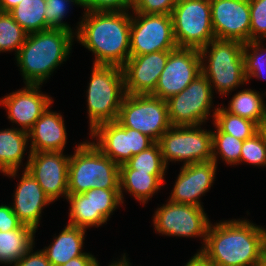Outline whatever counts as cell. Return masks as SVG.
<instances>
[{
    "label": "cell",
    "mask_w": 266,
    "mask_h": 266,
    "mask_svg": "<svg viewBox=\"0 0 266 266\" xmlns=\"http://www.w3.org/2000/svg\"><path fill=\"white\" fill-rule=\"evenodd\" d=\"M243 162L254 167L266 166V137L262 129L243 141L240 163Z\"/></svg>",
    "instance_id": "cell-35"
},
{
    "label": "cell",
    "mask_w": 266,
    "mask_h": 266,
    "mask_svg": "<svg viewBox=\"0 0 266 266\" xmlns=\"http://www.w3.org/2000/svg\"><path fill=\"white\" fill-rule=\"evenodd\" d=\"M213 93L209 80L199 74L182 92L166 101L171 126L203 125L213 108Z\"/></svg>",
    "instance_id": "cell-10"
},
{
    "label": "cell",
    "mask_w": 266,
    "mask_h": 266,
    "mask_svg": "<svg viewBox=\"0 0 266 266\" xmlns=\"http://www.w3.org/2000/svg\"><path fill=\"white\" fill-rule=\"evenodd\" d=\"M67 202L70 204L68 225L88 229L92 227V205L90 198L83 193L68 194Z\"/></svg>",
    "instance_id": "cell-34"
},
{
    "label": "cell",
    "mask_w": 266,
    "mask_h": 266,
    "mask_svg": "<svg viewBox=\"0 0 266 266\" xmlns=\"http://www.w3.org/2000/svg\"><path fill=\"white\" fill-rule=\"evenodd\" d=\"M45 0H21L9 13L29 34L51 29L45 22Z\"/></svg>",
    "instance_id": "cell-29"
},
{
    "label": "cell",
    "mask_w": 266,
    "mask_h": 266,
    "mask_svg": "<svg viewBox=\"0 0 266 266\" xmlns=\"http://www.w3.org/2000/svg\"><path fill=\"white\" fill-rule=\"evenodd\" d=\"M264 131L265 137H266V124L261 128Z\"/></svg>",
    "instance_id": "cell-46"
},
{
    "label": "cell",
    "mask_w": 266,
    "mask_h": 266,
    "mask_svg": "<svg viewBox=\"0 0 266 266\" xmlns=\"http://www.w3.org/2000/svg\"><path fill=\"white\" fill-rule=\"evenodd\" d=\"M211 221L203 207L190 204H178L168 200L158 207L153 215V226L157 233L175 237H200L204 247Z\"/></svg>",
    "instance_id": "cell-11"
},
{
    "label": "cell",
    "mask_w": 266,
    "mask_h": 266,
    "mask_svg": "<svg viewBox=\"0 0 266 266\" xmlns=\"http://www.w3.org/2000/svg\"><path fill=\"white\" fill-rule=\"evenodd\" d=\"M250 41L266 39V0H249Z\"/></svg>",
    "instance_id": "cell-37"
},
{
    "label": "cell",
    "mask_w": 266,
    "mask_h": 266,
    "mask_svg": "<svg viewBox=\"0 0 266 266\" xmlns=\"http://www.w3.org/2000/svg\"><path fill=\"white\" fill-rule=\"evenodd\" d=\"M23 224L14 214L10 204L0 205V231L8 232L14 229H19Z\"/></svg>",
    "instance_id": "cell-40"
},
{
    "label": "cell",
    "mask_w": 266,
    "mask_h": 266,
    "mask_svg": "<svg viewBox=\"0 0 266 266\" xmlns=\"http://www.w3.org/2000/svg\"><path fill=\"white\" fill-rule=\"evenodd\" d=\"M216 171L217 165L212 160L182 165L168 200L204 207L199 198L213 186Z\"/></svg>",
    "instance_id": "cell-19"
},
{
    "label": "cell",
    "mask_w": 266,
    "mask_h": 266,
    "mask_svg": "<svg viewBox=\"0 0 266 266\" xmlns=\"http://www.w3.org/2000/svg\"><path fill=\"white\" fill-rule=\"evenodd\" d=\"M42 85L25 84L23 89L2 97L0 104L7 110V118L21 126L19 129L29 132L42 113L52 105L53 99L41 92Z\"/></svg>",
    "instance_id": "cell-18"
},
{
    "label": "cell",
    "mask_w": 266,
    "mask_h": 266,
    "mask_svg": "<svg viewBox=\"0 0 266 266\" xmlns=\"http://www.w3.org/2000/svg\"><path fill=\"white\" fill-rule=\"evenodd\" d=\"M201 73L200 51L195 48L177 47L170 51L151 95L167 101L182 92Z\"/></svg>",
    "instance_id": "cell-14"
},
{
    "label": "cell",
    "mask_w": 266,
    "mask_h": 266,
    "mask_svg": "<svg viewBox=\"0 0 266 266\" xmlns=\"http://www.w3.org/2000/svg\"><path fill=\"white\" fill-rule=\"evenodd\" d=\"M116 121L124 127L140 131L155 142L171 127L166 100L152 95L126 94Z\"/></svg>",
    "instance_id": "cell-8"
},
{
    "label": "cell",
    "mask_w": 266,
    "mask_h": 266,
    "mask_svg": "<svg viewBox=\"0 0 266 266\" xmlns=\"http://www.w3.org/2000/svg\"><path fill=\"white\" fill-rule=\"evenodd\" d=\"M177 0H135L132 12L171 15Z\"/></svg>",
    "instance_id": "cell-38"
},
{
    "label": "cell",
    "mask_w": 266,
    "mask_h": 266,
    "mask_svg": "<svg viewBox=\"0 0 266 266\" xmlns=\"http://www.w3.org/2000/svg\"><path fill=\"white\" fill-rule=\"evenodd\" d=\"M36 231L27 225L8 232L0 231V264L13 265L34 246Z\"/></svg>",
    "instance_id": "cell-25"
},
{
    "label": "cell",
    "mask_w": 266,
    "mask_h": 266,
    "mask_svg": "<svg viewBox=\"0 0 266 266\" xmlns=\"http://www.w3.org/2000/svg\"><path fill=\"white\" fill-rule=\"evenodd\" d=\"M20 2H21V0H0V11L1 12H10Z\"/></svg>",
    "instance_id": "cell-43"
},
{
    "label": "cell",
    "mask_w": 266,
    "mask_h": 266,
    "mask_svg": "<svg viewBox=\"0 0 266 266\" xmlns=\"http://www.w3.org/2000/svg\"><path fill=\"white\" fill-rule=\"evenodd\" d=\"M34 247L35 246H32L26 254L12 266H51L46 254L41 249L33 252Z\"/></svg>",
    "instance_id": "cell-41"
},
{
    "label": "cell",
    "mask_w": 266,
    "mask_h": 266,
    "mask_svg": "<svg viewBox=\"0 0 266 266\" xmlns=\"http://www.w3.org/2000/svg\"><path fill=\"white\" fill-rule=\"evenodd\" d=\"M261 43L263 44L262 41H249L243 44L244 67L247 83L252 77L266 80V48H264V45ZM263 94L266 96V92Z\"/></svg>",
    "instance_id": "cell-33"
},
{
    "label": "cell",
    "mask_w": 266,
    "mask_h": 266,
    "mask_svg": "<svg viewBox=\"0 0 266 266\" xmlns=\"http://www.w3.org/2000/svg\"><path fill=\"white\" fill-rule=\"evenodd\" d=\"M243 141L221 132L212 130V161L217 165L219 155L226 164L239 165Z\"/></svg>",
    "instance_id": "cell-31"
},
{
    "label": "cell",
    "mask_w": 266,
    "mask_h": 266,
    "mask_svg": "<svg viewBox=\"0 0 266 266\" xmlns=\"http://www.w3.org/2000/svg\"><path fill=\"white\" fill-rule=\"evenodd\" d=\"M130 56L177 48L171 15L131 12Z\"/></svg>",
    "instance_id": "cell-12"
},
{
    "label": "cell",
    "mask_w": 266,
    "mask_h": 266,
    "mask_svg": "<svg viewBox=\"0 0 266 266\" xmlns=\"http://www.w3.org/2000/svg\"><path fill=\"white\" fill-rule=\"evenodd\" d=\"M86 229L66 225L61 233L53 238L48 247L41 249L47 256L51 266H61L72 258L82 256L83 243L85 240Z\"/></svg>",
    "instance_id": "cell-22"
},
{
    "label": "cell",
    "mask_w": 266,
    "mask_h": 266,
    "mask_svg": "<svg viewBox=\"0 0 266 266\" xmlns=\"http://www.w3.org/2000/svg\"><path fill=\"white\" fill-rule=\"evenodd\" d=\"M78 22L77 41L95 56V65L122 67L130 57L131 13L85 11Z\"/></svg>",
    "instance_id": "cell-2"
},
{
    "label": "cell",
    "mask_w": 266,
    "mask_h": 266,
    "mask_svg": "<svg viewBox=\"0 0 266 266\" xmlns=\"http://www.w3.org/2000/svg\"><path fill=\"white\" fill-rule=\"evenodd\" d=\"M87 89L90 133L100 124L116 121L125 93L122 68L93 64Z\"/></svg>",
    "instance_id": "cell-6"
},
{
    "label": "cell",
    "mask_w": 266,
    "mask_h": 266,
    "mask_svg": "<svg viewBox=\"0 0 266 266\" xmlns=\"http://www.w3.org/2000/svg\"><path fill=\"white\" fill-rule=\"evenodd\" d=\"M85 11H127L133 6L132 0H81Z\"/></svg>",
    "instance_id": "cell-39"
},
{
    "label": "cell",
    "mask_w": 266,
    "mask_h": 266,
    "mask_svg": "<svg viewBox=\"0 0 266 266\" xmlns=\"http://www.w3.org/2000/svg\"><path fill=\"white\" fill-rule=\"evenodd\" d=\"M262 93L244 89L234 94L228 103V108H224L231 114L249 119L255 122L260 128L266 124V104Z\"/></svg>",
    "instance_id": "cell-26"
},
{
    "label": "cell",
    "mask_w": 266,
    "mask_h": 266,
    "mask_svg": "<svg viewBox=\"0 0 266 266\" xmlns=\"http://www.w3.org/2000/svg\"><path fill=\"white\" fill-rule=\"evenodd\" d=\"M120 169H135L138 172H148L152 175H166L165 172H167L158 142L133 155L125 164L120 165Z\"/></svg>",
    "instance_id": "cell-30"
},
{
    "label": "cell",
    "mask_w": 266,
    "mask_h": 266,
    "mask_svg": "<svg viewBox=\"0 0 266 266\" xmlns=\"http://www.w3.org/2000/svg\"><path fill=\"white\" fill-rule=\"evenodd\" d=\"M170 51H156L140 56H130L121 67L125 93L151 95L158 83Z\"/></svg>",
    "instance_id": "cell-17"
},
{
    "label": "cell",
    "mask_w": 266,
    "mask_h": 266,
    "mask_svg": "<svg viewBox=\"0 0 266 266\" xmlns=\"http://www.w3.org/2000/svg\"><path fill=\"white\" fill-rule=\"evenodd\" d=\"M260 266H266V244L263 248L262 257L260 260Z\"/></svg>",
    "instance_id": "cell-45"
},
{
    "label": "cell",
    "mask_w": 266,
    "mask_h": 266,
    "mask_svg": "<svg viewBox=\"0 0 266 266\" xmlns=\"http://www.w3.org/2000/svg\"><path fill=\"white\" fill-rule=\"evenodd\" d=\"M25 168L38 182L46 196L55 202L68 195L70 155L63 152H30Z\"/></svg>",
    "instance_id": "cell-15"
},
{
    "label": "cell",
    "mask_w": 266,
    "mask_h": 266,
    "mask_svg": "<svg viewBox=\"0 0 266 266\" xmlns=\"http://www.w3.org/2000/svg\"><path fill=\"white\" fill-rule=\"evenodd\" d=\"M242 219L210 223L206 241L197 254L210 266H260L266 228Z\"/></svg>",
    "instance_id": "cell-1"
},
{
    "label": "cell",
    "mask_w": 266,
    "mask_h": 266,
    "mask_svg": "<svg viewBox=\"0 0 266 266\" xmlns=\"http://www.w3.org/2000/svg\"><path fill=\"white\" fill-rule=\"evenodd\" d=\"M45 2L46 10L44 15L46 24L51 29H63L74 32L71 26L65 21L63 22V20L68 13L69 5L73 4L82 7L81 0H45Z\"/></svg>",
    "instance_id": "cell-36"
},
{
    "label": "cell",
    "mask_w": 266,
    "mask_h": 266,
    "mask_svg": "<svg viewBox=\"0 0 266 266\" xmlns=\"http://www.w3.org/2000/svg\"><path fill=\"white\" fill-rule=\"evenodd\" d=\"M184 266H210L205 263L198 255H194Z\"/></svg>",
    "instance_id": "cell-44"
},
{
    "label": "cell",
    "mask_w": 266,
    "mask_h": 266,
    "mask_svg": "<svg viewBox=\"0 0 266 266\" xmlns=\"http://www.w3.org/2000/svg\"><path fill=\"white\" fill-rule=\"evenodd\" d=\"M199 51L201 72L209 80L213 92L215 89L219 96H227L234 88L247 83L243 43L215 38Z\"/></svg>",
    "instance_id": "cell-5"
},
{
    "label": "cell",
    "mask_w": 266,
    "mask_h": 266,
    "mask_svg": "<svg viewBox=\"0 0 266 266\" xmlns=\"http://www.w3.org/2000/svg\"><path fill=\"white\" fill-rule=\"evenodd\" d=\"M163 160L183 165L212 160V131L197 126H171L158 141Z\"/></svg>",
    "instance_id": "cell-9"
},
{
    "label": "cell",
    "mask_w": 266,
    "mask_h": 266,
    "mask_svg": "<svg viewBox=\"0 0 266 266\" xmlns=\"http://www.w3.org/2000/svg\"><path fill=\"white\" fill-rule=\"evenodd\" d=\"M165 175H152L148 172H138L135 169H120V197L124 203V194L126 191L133 195L135 199L146 204L148 200L164 185ZM124 190V191H123Z\"/></svg>",
    "instance_id": "cell-24"
},
{
    "label": "cell",
    "mask_w": 266,
    "mask_h": 266,
    "mask_svg": "<svg viewBox=\"0 0 266 266\" xmlns=\"http://www.w3.org/2000/svg\"><path fill=\"white\" fill-rule=\"evenodd\" d=\"M92 205V227L107 223L113 211L122 205L120 189L94 188L83 192Z\"/></svg>",
    "instance_id": "cell-27"
},
{
    "label": "cell",
    "mask_w": 266,
    "mask_h": 266,
    "mask_svg": "<svg viewBox=\"0 0 266 266\" xmlns=\"http://www.w3.org/2000/svg\"><path fill=\"white\" fill-rule=\"evenodd\" d=\"M75 32L48 29L29 33L15 56L23 82L42 85L71 55Z\"/></svg>",
    "instance_id": "cell-3"
},
{
    "label": "cell",
    "mask_w": 266,
    "mask_h": 266,
    "mask_svg": "<svg viewBox=\"0 0 266 266\" xmlns=\"http://www.w3.org/2000/svg\"><path fill=\"white\" fill-rule=\"evenodd\" d=\"M219 106L214 107L213 114L210 115L215 129L218 128L221 132L230 134L241 141L251 138L261 129L255 122L226 111L224 105Z\"/></svg>",
    "instance_id": "cell-28"
},
{
    "label": "cell",
    "mask_w": 266,
    "mask_h": 266,
    "mask_svg": "<svg viewBox=\"0 0 266 266\" xmlns=\"http://www.w3.org/2000/svg\"><path fill=\"white\" fill-rule=\"evenodd\" d=\"M27 35L9 12L0 11V53L15 51L16 56Z\"/></svg>",
    "instance_id": "cell-32"
},
{
    "label": "cell",
    "mask_w": 266,
    "mask_h": 266,
    "mask_svg": "<svg viewBox=\"0 0 266 266\" xmlns=\"http://www.w3.org/2000/svg\"><path fill=\"white\" fill-rule=\"evenodd\" d=\"M212 26L216 39L241 43L250 41L249 0H210Z\"/></svg>",
    "instance_id": "cell-16"
},
{
    "label": "cell",
    "mask_w": 266,
    "mask_h": 266,
    "mask_svg": "<svg viewBox=\"0 0 266 266\" xmlns=\"http://www.w3.org/2000/svg\"><path fill=\"white\" fill-rule=\"evenodd\" d=\"M50 107L51 105L28 132L30 152H64L67 143L64 118L60 113L51 111Z\"/></svg>",
    "instance_id": "cell-21"
},
{
    "label": "cell",
    "mask_w": 266,
    "mask_h": 266,
    "mask_svg": "<svg viewBox=\"0 0 266 266\" xmlns=\"http://www.w3.org/2000/svg\"><path fill=\"white\" fill-rule=\"evenodd\" d=\"M61 266H100L99 262L91 253H85L82 256L72 258L66 264Z\"/></svg>",
    "instance_id": "cell-42"
},
{
    "label": "cell",
    "mask_w": 266,
    "mask_h": 266,
    "mask_svg": "<svg viewBox=\"0 0 266 266\" xmlns=\"http://www.w3.org/2000/svg\"><path fill=\"white\" fill-rule=\"evenodd\" d=\"M89 135L96 141H92L95 146L119 166L155 143L149 136L117 121L102 123Z\"/></svg>",
    "instance_id": "cell-13"
},
{
    "label": "cell",
    "mask_w": 266,
    "mask_h": 266,
    "mask_svg": "<svg viewBox=\"0 0 266 266\" xmlns=\"http://www.w3.org/2000/svg\"><path fill=\"white\" fill-rule=\"evenodd\" d=\"M28 142V132L19 128L0 130V172L4 176L16 177Z\"/></svg>",
    "instance_id": "cell-23"
},
{
    "label": "cell",
    "mask_w": 266,
    "mask_h": 266,
    "mask_svg": "<svg viewBox=\"0 0 266 266\" xmlns=\"http://www.w3.org/2000/svg\"><path fill=\"white\" fill-rule=\"evenodd\" d=\"M70 155L68 194L94 188L120 189V166L104 155L93 142L83 141Z\"/></svg>",
    "instance_id": "cell-4"
},
{
    "label": "cell",
    "mask_w": 266,
    "mask_h": 266,
    "mask_svg": "<svg viewBox=\"0 0 266 266\" xmlns=\"http://www.w3.org/2000/svg\"><path fill=\"white\" fill-rule=\"evenodd\" d=\"M171 17L178 47L200 50L215 39L210 0H177Z\"/></svg>",
    "instance_id": "cell-7"
},
{
    "label": "cell",
    "mask_w": 266,
    "mask_h": 266,
    "mask_svg": "<svg viewBox=\"0 0 266 266\" xmlns=\"http://www.w3.org/2000/svg\"><path fill=\"white\" fill-rule=\"evenodd\" d=\"M14 191V203L11 205L14 214L23 224L32 227L35 231L41 220L43 208L51 204L36 179L26 170Z\"/></svg>",
    "instance_id": "cell-20"
}]
</instances>
